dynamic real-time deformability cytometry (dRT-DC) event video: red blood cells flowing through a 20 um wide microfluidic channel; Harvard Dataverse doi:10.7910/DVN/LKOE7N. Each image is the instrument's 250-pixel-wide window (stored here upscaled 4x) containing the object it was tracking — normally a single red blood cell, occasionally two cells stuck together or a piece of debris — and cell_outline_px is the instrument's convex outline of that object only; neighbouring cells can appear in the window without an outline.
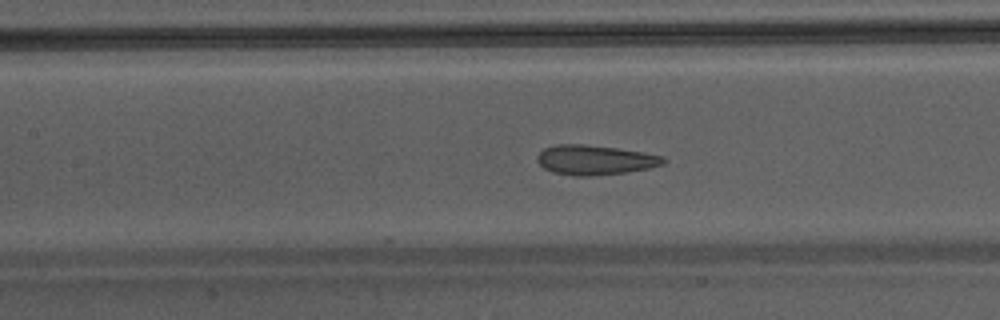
{"species": "Egyptian fruit bat (a non-hibernating species)", "species_latin": "Rousettus aegyptiacus", "temperature_condition": "warm", "stored_images_in_passage": 51, "camera_frame_rate_fps": 3000, "um_per_image_px": 0.085, "animal": {"sex": "male"}, "frame": {"image": 1, "passage_image": 25, "time_ms": 8.0, "image_size_px": [1000, 320], "cell_outline_px": [[668, 160], [664, 164], [648, 168], [624, 172], [588, 176], [572, 176], [552, 172], [544, 168], [536, 160], [536, 156], [544, 148], [556, 144], [584, 144], [616, 148], [664, 156]], "centroid_in_image_um": [50.54, 13.59], "position_along_channel_um": 156.9, "area_um2": 21.79}}
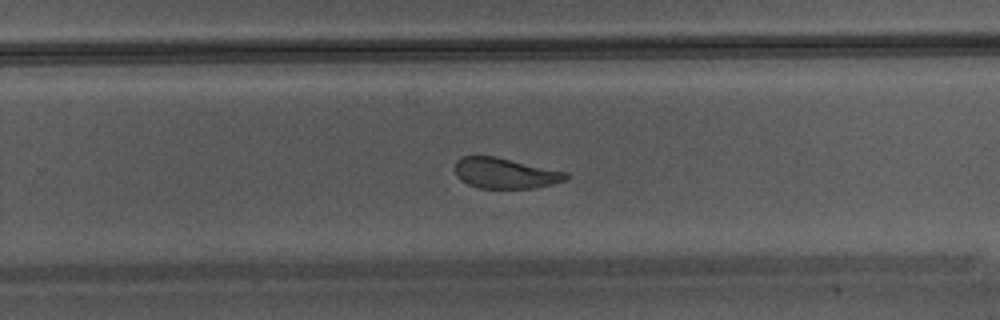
{"frame": {"image": 2, "passage_image": 34, "time_ms": 11.0, "image_size_px": [1000, 320], "cell_outline_px": [[572, 176], [568, 180], [536, 188], [480, 188], [468, 184], [460, 180], [456, 176], [456, 160], [460, 156], [492, 156], [568, 172]], "centroid_in_image_um": [42.97, 14.73], "position_along_channel_um": 286.8, "area_um2": 19.83}}
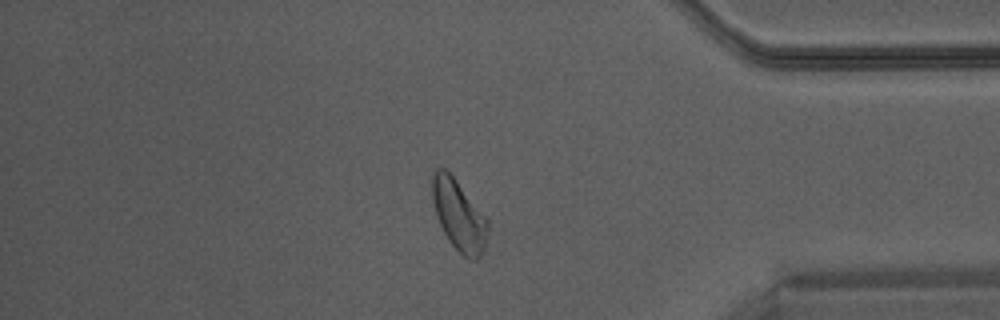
{"frame": {"image": 3, "passage_image": 43, "time_ms": 14.0, "image_size_px": [1000, 320], "cell_outline_px": [[488, 228], [484, 252], [476, 260], [472, 260], [464, 256], [448, 240], [436, 216], [432, 200], [432, 176], [436, 168], [444, 168], [456, 180], [488, 220]], "centroid_in_image_um": [39.0, 18.31], "position_along_channel_um": 396.2, "area_um2": 22.6}}